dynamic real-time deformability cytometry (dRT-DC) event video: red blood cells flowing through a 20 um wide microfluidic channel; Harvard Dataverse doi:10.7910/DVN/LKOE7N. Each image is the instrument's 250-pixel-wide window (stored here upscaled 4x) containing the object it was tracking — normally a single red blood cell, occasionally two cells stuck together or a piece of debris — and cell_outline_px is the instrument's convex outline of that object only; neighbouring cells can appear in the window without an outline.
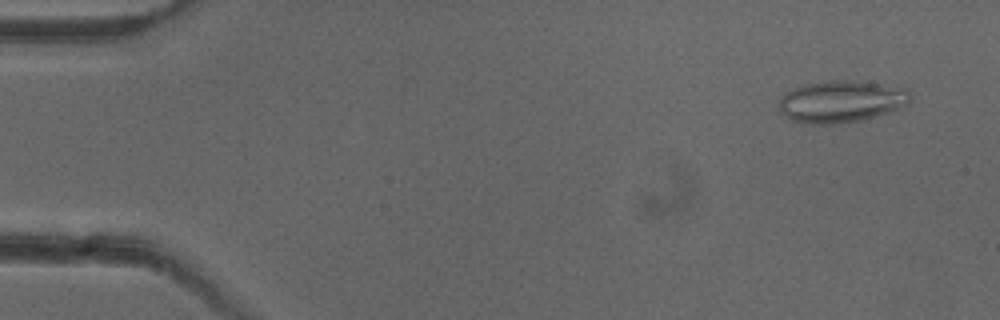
{"species": "common noctule bat (a hibernating species)", "species_latin": "Nyctalus noctula", "temperature_condition": "cold", "stored_images_in_passage": 12, "camera_frame_rate_fps": 3000, "um_per_image_px": 0.085, "animal": {"sex": "female"}, "frame": {"image": 1, "passage_image": 3, "time_ms": 0.667, "image_size_px": [1000, 320], "cell_outline_px": [[912, 100], [908, 104], [900, 108], [888, 112], [860, 120], [840, 124], [816, 124], [792, 120], [784, 116], [780, 112], [780, 100], [784, 92], [792, 88], [804, 84], [828, 80], [852, 80], [904, 84], [908, 88], [912, 96]], "centroid_in_image_um": [71.6, 8.58], "position_along_channel_um": 13.4, "area_um2": 33.0}}